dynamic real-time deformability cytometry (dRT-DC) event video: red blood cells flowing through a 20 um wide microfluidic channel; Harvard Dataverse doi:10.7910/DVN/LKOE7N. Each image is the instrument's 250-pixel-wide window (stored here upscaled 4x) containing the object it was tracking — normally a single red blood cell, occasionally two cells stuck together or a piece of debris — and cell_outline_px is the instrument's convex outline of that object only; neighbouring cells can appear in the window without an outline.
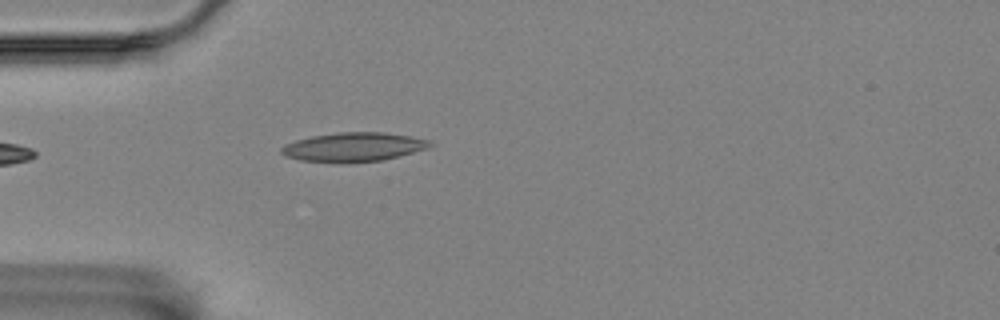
{"species": "Egyptian fruit bat (a non-hibernating species)", "species_latin": "Rousettus aegyptiacus", "temperature_condition": "room temperature", "stored_images_in_passage": 3, "camera_frame_rate_fps": 3000, "um_per_image_px": 0.085, "animal": {"sex": "female"}, "frame": {"image": 1, "passage_image": 3, "time_ms": 0.667, "image_size_px": [1000, 320], "cell_outline_px": [[436, 144], [428, 148], [384, 160], [300, 160], [284, 156], [280, 152], [280, 148], [284, 144], [296, 140], [312, 136], [340, 132], [384, 132], [432, 140]], "centroid_in_image_um": [30.1, 12.45], "position_along_channel_um": 54.9, "area_um2": 24.39}}